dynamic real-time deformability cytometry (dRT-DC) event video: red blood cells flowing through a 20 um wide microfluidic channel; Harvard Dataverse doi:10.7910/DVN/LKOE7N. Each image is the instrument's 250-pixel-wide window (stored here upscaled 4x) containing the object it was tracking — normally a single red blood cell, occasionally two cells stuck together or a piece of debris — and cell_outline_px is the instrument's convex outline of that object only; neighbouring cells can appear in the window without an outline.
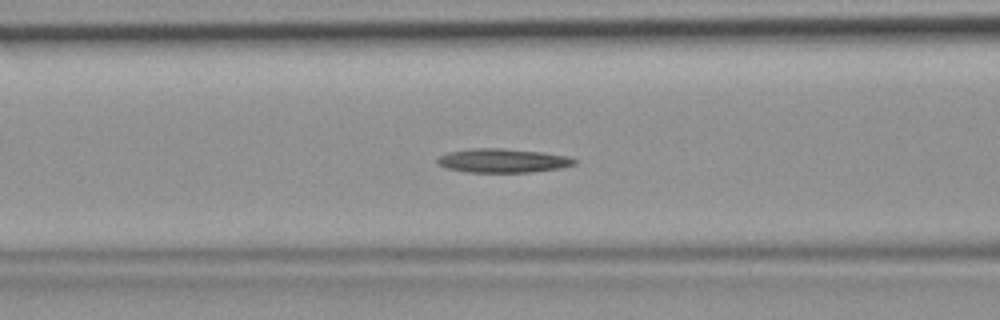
{"species": "common noctule bat (a hibernating species)", "species_latin": "Nyctalus noctula", "temperature_condition": "room temperature", "stored_images_in_passage": 47, "camera_frame_rate_fps": 3000, "um_per_image_px": 0.085, "animal": {"sex": "female", "body_mass_g": 19.9}, "frame": {"image": 1, "passage_image": 19, "time_ms": 6.0, "image_size_px": [1000, 320], "cell_outline_px": [[576, 164], [560, 168], [528, 172], [468, 172], [444, 168], [436, 164], [436, 160], [440, 156], [448, 152], [472, 148], [500, 148], [540, 152], [568, 156], [576, 160]], "centroid_in_image_um": [42.68, 13.65], "position_along_channel_um": 123.9, "area_um2": 19.07}}
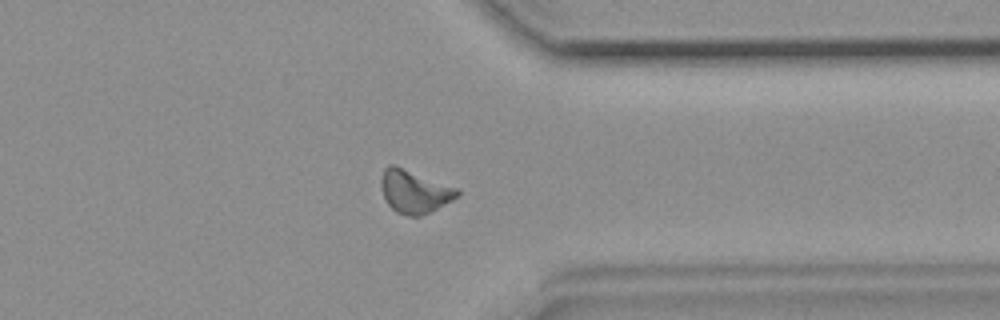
{"frame": {"image": 2, "passage_image": 37, "time_ms": 12.0, "image_size_px": [1000, 320], "cell_outline_px": [[460, 196], [420, 216], [408, 216], [396, 212], [388, 204], [384, 196], [380, 184], [380, 180], [384, 168], [388, 164], [396, 164], [460, 188]], "centroid_in_image_um": [35.23, 16.23], "position_along_channel_um": 376.2, "area_um2": 19.42}}
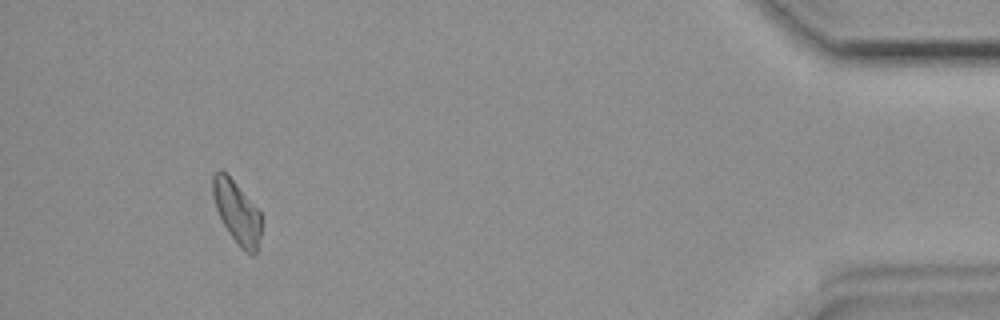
{"frame": {"image": 3, "passage_image": 44, "time_ms": 14.333, "image_size_px": [1000, 320], "cell_outline_px": [[260, 236], [256, 252], [252, 256], [244, 252], [240, 248], [228, 232], [216, 208], [212, 192], [212, 176], [220, 168], [232, 180], [260, 212]], "centroid_in_image_um": [20.12, 18.07], "position_along_channel_um": 415.1, "area_um2": 17.28}}